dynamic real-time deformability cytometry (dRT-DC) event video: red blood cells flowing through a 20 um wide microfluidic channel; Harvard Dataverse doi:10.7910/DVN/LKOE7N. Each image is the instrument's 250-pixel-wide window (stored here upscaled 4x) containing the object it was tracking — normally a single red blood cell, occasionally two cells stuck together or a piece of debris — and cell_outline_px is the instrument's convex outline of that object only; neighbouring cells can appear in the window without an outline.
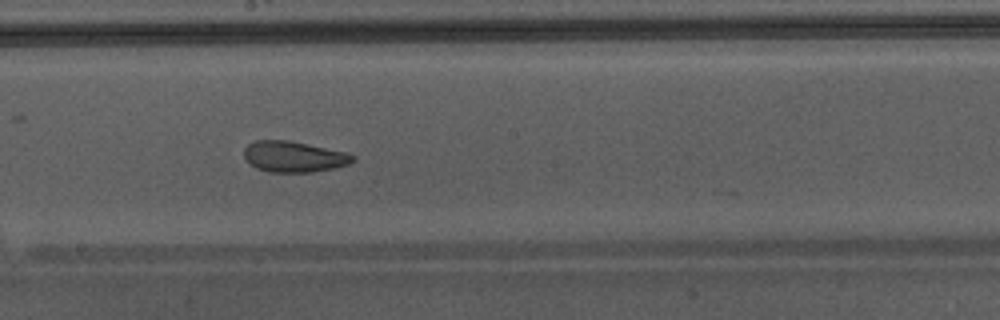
{"species": "Egyptian fruit bat (a non-hibernating species)", "species_latin": "Rousettus aegyptiacus", "temperature_condition": "warm", "stored_images_in_passage": 22, "camera_frame_rate_fps": 3000, "um_per_image_px": 0.085, "animal": {"sex": "male"}, "frame": {"image": 1, "passage_image": 13, "time_ms": 4.0, "image_size_px": [1000, 320], "cell_outline_px": [[356, 160], [348, 164], [332, 168], [312, 172], [268, 172], [256, 168], [248, 164], [244, 156], [244, 148], [248, 144], [256, 140], [288, 140], [348, 152], [356, 156]], "centroid_in_image_um": [24.97, 13.31], "position_along_channel_um": 223.2, "area_um2": 19.77}}